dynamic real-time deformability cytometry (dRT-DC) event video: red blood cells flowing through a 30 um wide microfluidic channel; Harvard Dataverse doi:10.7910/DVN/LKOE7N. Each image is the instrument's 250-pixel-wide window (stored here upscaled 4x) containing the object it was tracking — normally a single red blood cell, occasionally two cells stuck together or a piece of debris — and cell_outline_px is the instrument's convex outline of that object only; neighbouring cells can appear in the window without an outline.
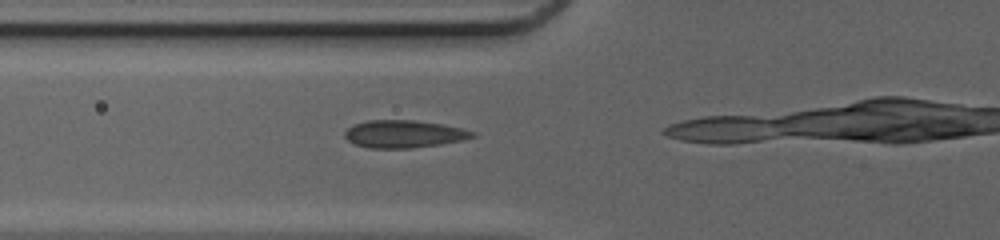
{"species": "common noctule bat (a hibernating species)", "species_latin": "Nyctalus noctula", "temperature_condition": "cold", "stored_images_in_passage": 9, "camera_frame_rate_fps": 3000, "um_per_image_px": 0.085, "animal": {"sex": "female", "body_mass_g": 20.0, "forearm_length_mm": 54.0}, "frame": {"image": 1, "passage_image": 6, "time_ms": 1.667, "image_size_px": [1000, 240], "cell_outline_px": [[476, 136], [460, 140], [440, 144], [408, 148], [372, 148], [356, 144], [348, 140], [344, 136], [344, 132], [348, 128], [356, 124], [368, 120], [412, 120], [440, 124], [460, 128], [476, 132]], "centroid_in_image_um": [34.32, 11.38], "position_along_channel_um": 91.5, "area_um2": 20.11}}